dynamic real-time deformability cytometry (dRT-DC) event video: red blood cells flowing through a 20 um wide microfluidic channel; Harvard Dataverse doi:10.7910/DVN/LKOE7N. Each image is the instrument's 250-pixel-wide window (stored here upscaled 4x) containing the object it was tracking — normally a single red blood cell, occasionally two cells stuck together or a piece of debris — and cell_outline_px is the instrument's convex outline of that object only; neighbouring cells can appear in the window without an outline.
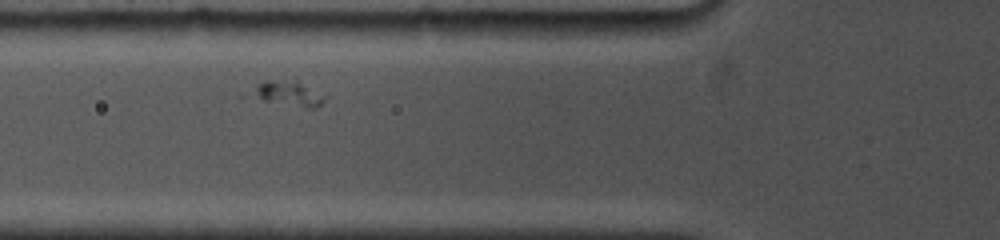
{"species": "common noctule bat (a hibernating species)", "species_latin": "Nyctalus noctula", "temperature_condition": "cold", "stored_images_in_passage": 19, "camera_frame_rate_fps": 5000, "um_per_image_px": 0.085, "animal": {"sex": "female", "body_mass_g": 19.0, "forearm_length_mm": 53.3}, "frame": {"image": 1, "passage_image": 4, "time_ms": 1.6, "image_size_px": [1000, 240], "cell_outline_px": [[328, 96], [320, 104], [312, 108], [308, 108], [236, 96], [256, 84], [268, 80], [296, 76]], "centroid_in_image_um": [24.33, 7.87], "position_along_channel_um": 101.5, "area_um2": 12.31}}